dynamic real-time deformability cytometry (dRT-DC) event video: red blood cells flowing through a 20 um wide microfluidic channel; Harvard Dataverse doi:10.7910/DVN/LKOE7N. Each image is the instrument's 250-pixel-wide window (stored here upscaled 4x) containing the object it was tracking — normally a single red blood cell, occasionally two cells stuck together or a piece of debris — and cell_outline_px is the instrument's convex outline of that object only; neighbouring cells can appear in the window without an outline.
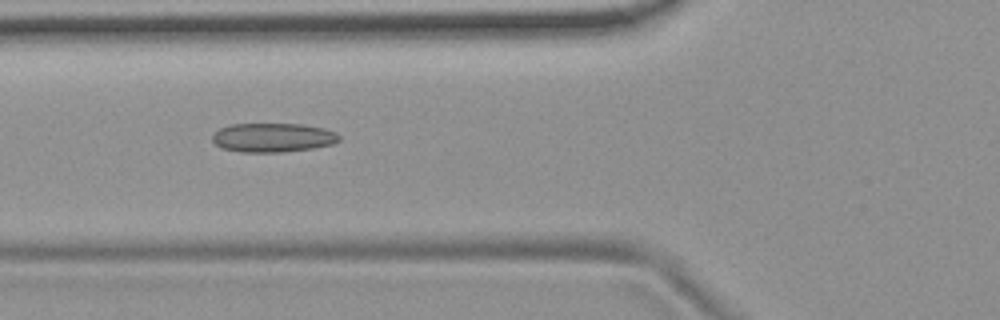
{"species": "common noctule bat (a hibernating species)", "species_latin": "Nyctalus noctula", "temperature_condition": "room temperature", "stored_images_in_passage": 6, "camera_frame_rate_fps": 3000, "um_per_image_px": 0.085, "animal": {"sex": "female", "body_mass_g": 19.9}, "frame": {"image": 1, "passage_image": 6, "time_ms": 1.667, "image_size_px": [1000, 320], "cell_outline_px": [[340, 140], [332, 144], [312, 148], [284, 152], [240, 152], [220, 148], [212, 140], [212, 136], [220, 128], [232, 124], [300, 124], [324, 128], [336, 132], [340, 136]], "centroid_in_image_um": [23.19, 11.7], "position_along_channel_um": 102.6, "area_um2": 21.5}}